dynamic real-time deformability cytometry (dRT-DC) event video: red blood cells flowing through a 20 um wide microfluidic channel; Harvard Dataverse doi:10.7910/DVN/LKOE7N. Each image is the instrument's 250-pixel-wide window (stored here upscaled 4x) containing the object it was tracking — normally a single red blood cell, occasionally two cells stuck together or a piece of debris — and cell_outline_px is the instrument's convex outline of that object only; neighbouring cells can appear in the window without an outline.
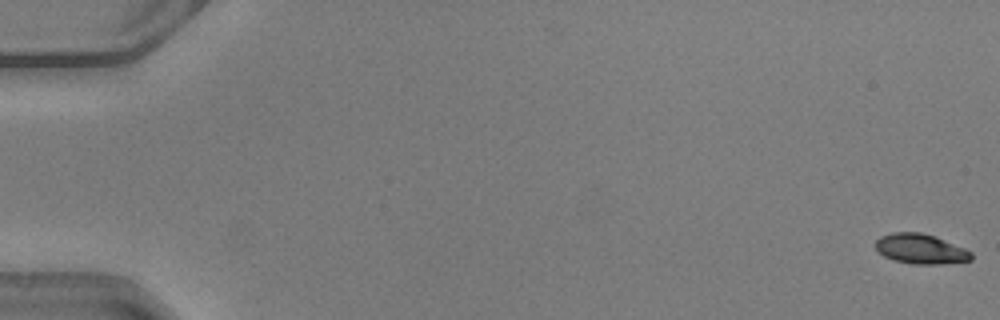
{"species": "common noctule bat (a hibernating species)", "species_latin": "Nyctalus noctula", "temperature_condition": "warm", "stored_images_in_passage": 51, "camera_frame_rate_fps": 3000, "um_per_image_px": 0.085, "animal": {"sex": "male", "body_mass_g": 20.5, "forearm_length_mm": 52.5}, "frame": {"image": 1, "passage_image": 1, "time_ms": 0.0, "image_size_px": [1000, 320], "cell_outline_px": [[972, 260], [940, 264], [912, 264], [892, 260], [884, 256], [876, 248], [876, 240], [880, 236], [892, 232], [920, 232], [936, 236], [964, 248], [972, 252]], "centroid_in_image_um": [78.25, 21.15], "position_along_channel_um": 6.8, "area_um2": 16.76}}
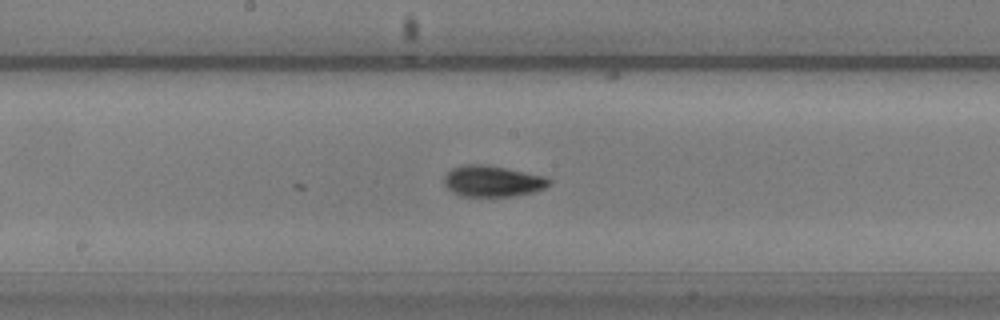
{"frame": {"image": 2, "passage_image": 28, "time_ms": 9.0, "image_size_px": [1000, 320], "cell_outline_px": [[552, 184], [544, 188], [532, 192], [512, 196], [460, 196], [452, 192], [444, 184], [444, 176], [452, 168], [464, 164], [488, 164], [544, 176], [552, 180]], "centroid_in_image_um": [41.86, 15.39], "position_along_channel_um": 206.3, "area_um2": 19.13}}
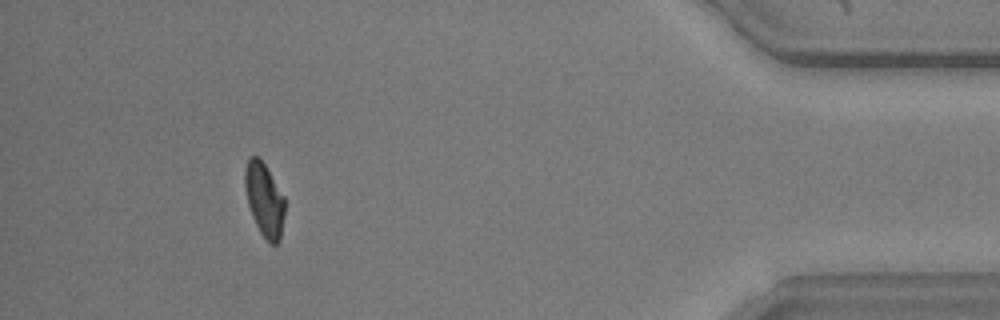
{"frame": {"image": 3, "passage_image": 47, "time_ms": 15.333, "image_size_px": [1000, 320], "cell_outline_px": [[284, 216], [280, 240], [276, 244], [272, 244], [260, 232], [252, 216], [248, 204], [244, 188], [244, 168], [248, 156], [260, 156], [284, 196]], "centroid_in_image_um": [22.45, 16.91], "position_along_channel_um": 412.8, "area_um2": 17.22}, "authors_computed_cell_mechanics": {"area_um2": 17.918, "velocity_mm_per_s": 4.1104, "shape_relaxation_time_tau1_ms": 3.5429, "shape_relaxation_time_tau2_ms": 1.7195, "deformation_change_tau1": 0.1415, "deformation_change_tau2": 0.0603}}